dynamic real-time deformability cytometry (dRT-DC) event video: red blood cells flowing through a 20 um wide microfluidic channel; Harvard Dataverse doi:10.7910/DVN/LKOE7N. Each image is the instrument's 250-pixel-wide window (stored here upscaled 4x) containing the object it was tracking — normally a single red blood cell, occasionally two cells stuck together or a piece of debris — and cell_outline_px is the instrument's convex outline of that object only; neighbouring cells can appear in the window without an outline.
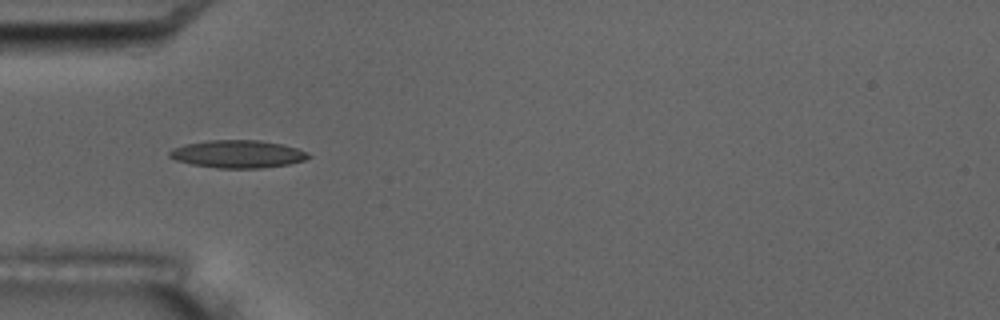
{"species": "common noctule bat (a hibernating species)", "species_latin": "Nyctalus noctula", "temperature_condition": "room temperature", "stored_images_in_passage": 6, "camera_frame_rate_fps": 3000, "um_per_image_px": 0.085, "animal": {"sex": "male", "body_mass_g": 17.5, "forearm_length_mm": 52.3}, "frame": {"image": 1, "passage_image": 5, "time_ms": 4.667, "image_size_px": [1000, 320], "cell_outline_px": [[312, 156], [304, 160], [288, 164], [260, 168], [216, 168], [192, 164], [176, 160], [168, 156], [168, 152], [172, 148], [184, 144], [208, 140], [260, 140], [280, 144], [296, 148]], "centroid_in_image_um": [20.15, 13.09], "position_along_channel_um": 64.9, "area_um2": 22.31}}